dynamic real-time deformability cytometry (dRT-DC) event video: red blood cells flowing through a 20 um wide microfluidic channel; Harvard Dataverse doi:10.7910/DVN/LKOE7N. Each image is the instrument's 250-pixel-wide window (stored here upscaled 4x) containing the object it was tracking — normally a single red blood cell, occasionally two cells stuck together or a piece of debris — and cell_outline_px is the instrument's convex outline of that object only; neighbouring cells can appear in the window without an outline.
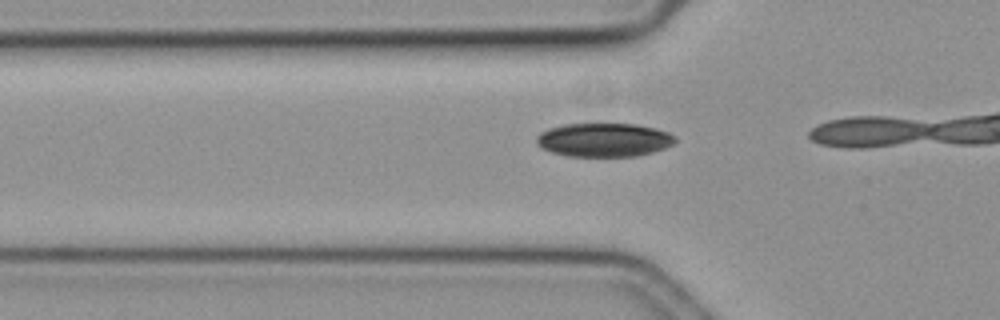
{"species": "common noctule bat (a hibernating species)", "species_latin": "Nyctalus noctula", "temperature_condition": "cold", "stored_images_in_passage": 7, "camera_frame_rate_fps": 3000, "um_per_image_px": 0.085, "animal": {"sex": "female", "body_mass_g": 19.3, "forearm_length_mm": 54.1}, "frame": {"image": 1, "passage_image": 5, "time_ms": 1.333, "image_size_px": [1000, 320], "cell_outline_px": [[676, 140], [672, 144], [664, 148], [652, 152], [636, 156], [568, 156], [552, 152], [540, 148], [536, 144], [536, 136], [540, 132], [548, 128], [564, 124], [636, 124], [656, 128], [668, 132], [676, 136]], "centroid_in_image_um": [51.31, 11.88], "position_along_channel_um": 74.5, "area_um2": 27.34}}